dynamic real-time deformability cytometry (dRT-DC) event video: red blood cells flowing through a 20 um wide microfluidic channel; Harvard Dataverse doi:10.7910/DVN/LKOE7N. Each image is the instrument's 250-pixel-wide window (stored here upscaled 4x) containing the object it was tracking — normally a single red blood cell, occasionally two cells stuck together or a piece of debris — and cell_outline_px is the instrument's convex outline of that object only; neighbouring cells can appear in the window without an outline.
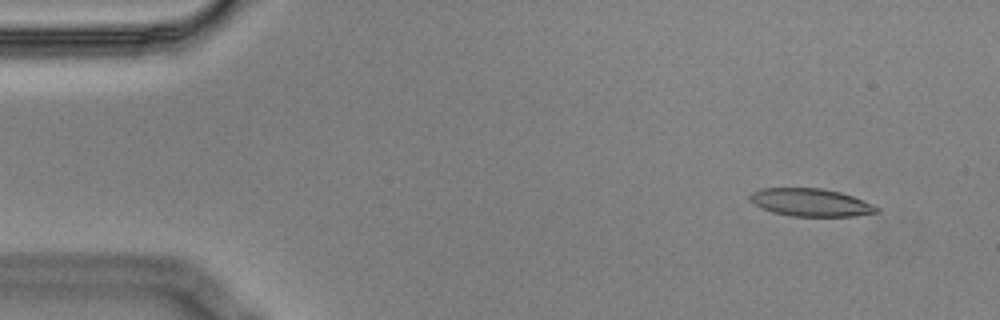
{"species": "Egyptian fruit bat (a non-hibernating species)", "species_latin": "Rousettus aegyptiacus", "temperature_condition": "cold", "stored_images_in_passage": 4, "camera_frame_rate_fps": 3000, "um_per_image_px": 0.085, "animal": {"sex": "male"}, "frame": {"image": 1, "passage_image": 1, "time_ms": 0.0, "image_size_px": [1000, 320], "cell_outline_px": [[880, 212], [856, 216], [792, 216], [772, 212], [760, 208], [752, 204], [748, 200], [748, 196], [752, 192], [760, 188], [820, 188], [840, 192], [852, 196], [872, 204], [880, 208]], "centroid_in_image_um": [68.86, 17.21], "position_along_channel_um": 16.1, "area_um2": 20.69}}